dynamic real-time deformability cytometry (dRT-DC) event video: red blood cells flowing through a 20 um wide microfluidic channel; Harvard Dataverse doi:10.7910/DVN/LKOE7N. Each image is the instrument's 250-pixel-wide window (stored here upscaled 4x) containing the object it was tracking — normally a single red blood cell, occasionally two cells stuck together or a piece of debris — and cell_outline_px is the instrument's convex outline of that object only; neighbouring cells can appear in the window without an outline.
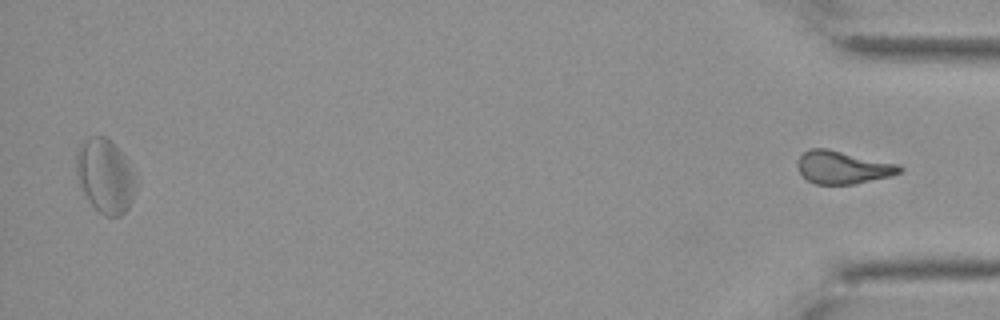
{"species": "Egyptian fruit bat (a non-hibernating species)", "species_latin": "Rousettus aegyptiacus", "temperature_condition": "cold", "stored_images_in_passage": 54, "segment_of_instrument_passage": [2, 2], "camera_frame_rate_fps": 3000, "um_per_image_px": 0.085, "animal": {"sex": "female"}, "frame": {"image": 1, "passage_image": 54, "time_ms": 17.667, "image_size_px": [1000, 320], "cell_outline_px": [[904, 168], [900, 172], [888, 176], [856, 184], [816, 184], [808, 180], [800, 172], [796, 164], [800, 156], [804, 152], [812, 148], [828, 148], [900, 164]], "centroid_in_image_um": [71.65, 14.21], "position_along_channel_um": 363.6, "area_um2": 19.54}}